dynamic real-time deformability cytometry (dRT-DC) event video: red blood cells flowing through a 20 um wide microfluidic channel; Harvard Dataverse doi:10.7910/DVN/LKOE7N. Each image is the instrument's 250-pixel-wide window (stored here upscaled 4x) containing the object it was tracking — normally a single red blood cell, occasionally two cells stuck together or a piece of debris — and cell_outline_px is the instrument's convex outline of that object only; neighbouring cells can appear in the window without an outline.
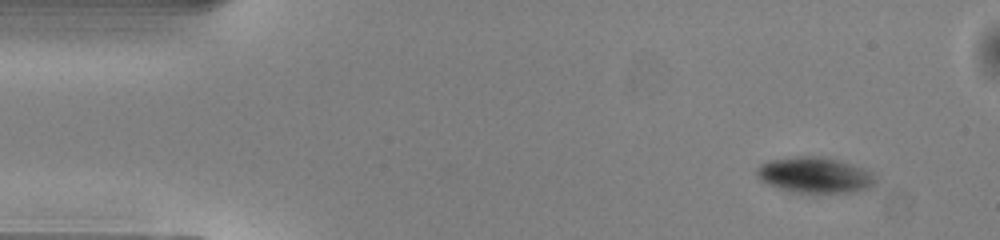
{"species": "common noctule bat (a hibernating species)", "species_latin": "Nyctalus noctula", "temperature_condition": "warm", "stored_images_in_passage": 46, "camera_frame_rate_fps": 3000, "um_per_image_px": 0.085, "animal": {"sex": "male", "body_mass_g": 13.0, "forearm_length_mm": 53.1}, "frame": {"image": 1, "passage_image": 1, "time_ms": 0.0, "image_size_px": [1000, 240], "cell_outline_px": [[876, 184], [868, 188], [848, 192], [800, 192], [780, 188], [764, 184], [756, 176], [756, 168], [760, 164], [768, 160], [796, 156], [824, 156], [864, 168], [876, 172]], "centroid_in_image_um": [69.26, 14.86], "position_along_channel_um": 15.7, "area_um2": 24.91}}
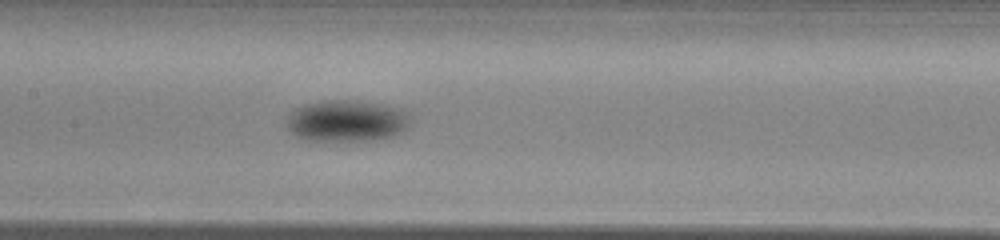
{"frame": {"image": 2, "passage_image": 20, "time_ms": 6.333, "image_size_px": [1000, 240], "cell_outline_px": [[412, 124], [404, 132], [396, 136], [376, 140], [308, 140], [296, 136], [288, 128], [288, 120], [292, 112], [296, 108], [304, 104], [324, 100], [356, 100], [380, 104], [396, 108], [408, 112], [412, 116]], "centroid_in_image_um": [29.57, 10.27], "position_along_channel_um": 177.8, "area_um2": 30.17}}
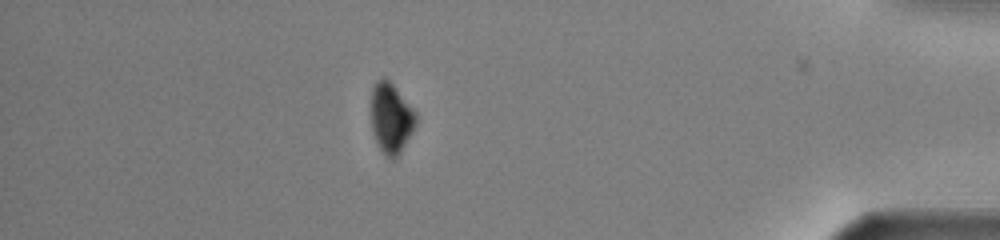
{"frame": {"image": 3, "passage_image": 40, "time_ms": 13.0, "image_size_px": [1000, 240], "cell_outline_px": [[416, 124], [412, 132], [400, 152], [392, 160], [380, 148], [372, 132], [372, 88], [376, 80], [384, 76], [392, 84], [416, 112]], "centroid_in_image_um": [33.24, 10.01], "position_along_channel_um": 402.0, "area_um2": 17.92}, "authors_computed_cell_mechanics": {"area_um2": 26.7325, "velocity_mm_per_s": 4.0891, "shape_relaxation_time_tau1_ms": 1.3626, "shape_relaxation_time_tau2_ms": null, "deformation_change_tau1": 0.0656, "deformation_change_tau2": null}}